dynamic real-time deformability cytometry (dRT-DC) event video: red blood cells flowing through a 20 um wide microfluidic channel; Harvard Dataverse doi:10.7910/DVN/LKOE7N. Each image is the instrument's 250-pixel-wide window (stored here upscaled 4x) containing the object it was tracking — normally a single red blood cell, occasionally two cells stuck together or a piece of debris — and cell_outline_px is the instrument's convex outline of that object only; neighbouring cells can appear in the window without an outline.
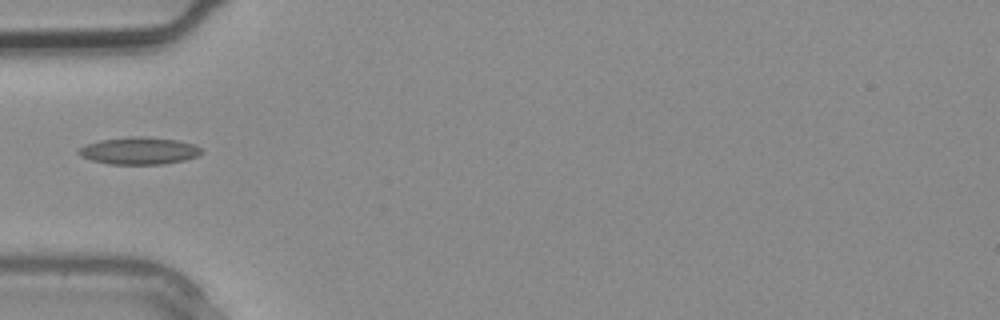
{"species": "common noctule bat (a hibernating species)", "species_latin": "Nyctalus noctula", "temperature_condition": "warm", "stored_images_in_passage": 4, "camera_frame_rate_fps": 3000, "um_per_image_px": 0.085, "animal": {"sex": "male", "body_mass_g": 20.4}, "frame": {"image": 1, "passage_image": 4, "time_ms": 1.0, "image_size_px": [1000, 320], "cell_outline_px": [[204, 152], [196, 156], [184, 160], [164, 164], [108, 164], [92, 160], [80, 156], [76, 152], [80, 148], [88, 144], [100, 140], [128, 136], [144, 136], [180, 140], [196, 144]], "centroid_in_image_um": [11.85, 12.8], "position_along_channel_um": 73.2, "area_um2": 19.65}}